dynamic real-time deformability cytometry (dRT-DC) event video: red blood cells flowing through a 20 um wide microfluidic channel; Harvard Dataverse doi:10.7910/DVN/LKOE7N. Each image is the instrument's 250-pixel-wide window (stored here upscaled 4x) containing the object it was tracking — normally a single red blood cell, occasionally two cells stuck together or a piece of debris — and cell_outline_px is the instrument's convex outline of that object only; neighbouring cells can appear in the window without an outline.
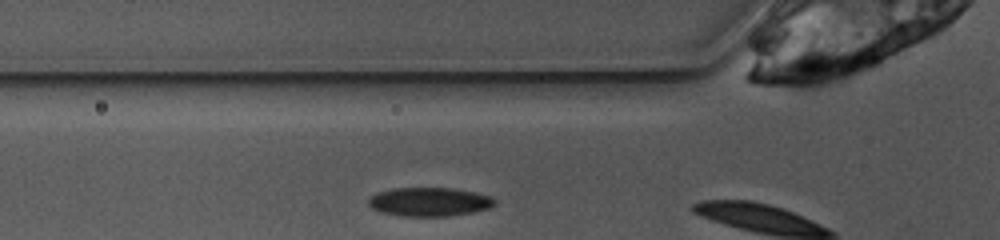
{"species": "common noctule bat (a hibernating species)", "species_latin": "Nyctalus noctula", "temperature_condition": "warm", "stored_images_in_passage": 4, "camera_frame_rate_fps": 3000, "um_per_image_px": 0.085, "animal": {"sex": "female", "body_mass_g": 10.0, "forearm_length_mm": 53.1}, "frame": {"image": 1, "passage_image": 3, "time_ms": 0.667, "image_size_px": [1000, 240], "cell_outline_px": [[496, 204], [488, 208], [472, 212], [448, 216], [400, 216], [380, 212], [372, 208], [368, 204], [368, 200], [372, 196], [380, 192], [392, 188], [452, 188], [476, 192], [492, 196], [496, 200]], "centroid_in_image_um": [36.52, 17.15], "position_along_channel_um": 89.3, "area_um2": 21.21}}